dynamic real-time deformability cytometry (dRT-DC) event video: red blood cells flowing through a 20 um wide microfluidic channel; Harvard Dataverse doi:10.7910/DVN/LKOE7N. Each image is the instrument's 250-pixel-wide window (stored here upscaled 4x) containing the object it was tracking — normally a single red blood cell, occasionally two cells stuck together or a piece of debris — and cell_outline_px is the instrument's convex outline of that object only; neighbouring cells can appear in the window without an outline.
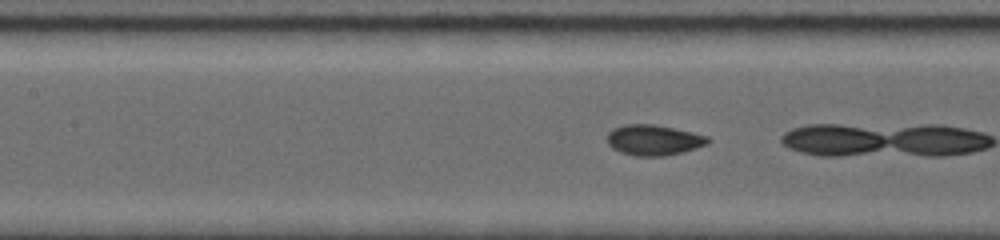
{"species": "common noctule bat (a hibernating species)", "species_latin": "Nyctalus noctula", "temperature_condition": "room temperature", "stored_images_in_passage": 26, "camera_frame_rate_fps": 5000, "um_per_image_px": 0.085, "animal": {"sex": "female", "body_mass_g": 19.0, "forearm_length_mm": 56.7}, "frame": {"image": 1, "passage_image": 12, "time_ms": 2.2, "image_size_px": [1000, 240], "cell_outline_px": [[712, 140], [708, 144], [696, 148], [664, 156], [636, 156], [620, 152], [612, 148], [608, 144], [608, 132], [612, 128], [624, 124], [656, 124], [692, 132], [708, 136]], "centroid_in_image_um": [55.56, 11.89], "position_along_channel_um": 151.8, "area_um2": 18.03}}